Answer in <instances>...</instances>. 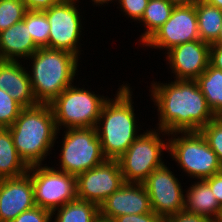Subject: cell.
Segmentation results:
<instances>
[{
    "label": "cell",
    "mask_w": 222,
    "mask_h": 222,
    "mask_svg": "<svg viewBox=\"0 0 222 222\" xmlns=\"http://www.w3.org/2000/svg\"><path fill=\"white\" fill-rule=\"evenodd\" d=\"M152 87L160 112L159 129L166 134L200 131L216 117L196 80L176 79L171 84L155 83Z\"/></svg>",
    "instance_id": "cell-1"
},
{
    "label": "cell",
    "mask_w": 222,
    "mask_h": 222,
    "mask_svg": "<svg viewBox=\"0 0 222 222\" xmlns=\"http://www.w3.org/2000/svg\"><path fill=\"white\" fill-rule=\"evenodd\" d=\"M9 130L16 151L28 166L41 164L58 133L50 104L40 103L22 108Z\"/></svg>",
    "instance_id": "cell-2"
},
{
    "label": "cell",
    "mask_w": 222,
    "mask_h": 222,
    "mask_svg": "<svg viewBox=\"0 0 222 222\" xmlns=\"http://www.w3.org/2000/svg\"><path fill=\"white\" fill-rule=\"evenodd\" d=\"M30 58L34 61L29 77L35 100L50 104L72 84L78 56L65 50L41 47Z\"/></svg>",
    "instance_id": "cell-3"
},
{
    "label": "cell",
    "mask_w": 222,
    "mask_h": 222,
    "mask_svg": "<svg viewBox=\"0 0 222 222\" xmlns=\"http://www.w3.org/2000/svg\"><path fill=\"white\" fill-rule=\"evenodd\" d=\"M130 93L129 87H121L115 100H106L101 109L98 122L103 119L104 125L100 129L98 125L95 128L107 160H118L139 137L135 132L136 117Z\"/></svg>",
    "instance_id": "cell-4"
},
{
    "label": "cell",
    "mask_w": 222,
    "mask_h": 222,
    "mask_svg": "<svg viewBox=\"0 0 222 222\" xmlns=\"http://www.w3.org/2000/svg\"><path fill=\"white\" fill-rule=\"evenodd\" d=\"M106 100L70 85L50 103L58 130L61 125L68 129L96 127Z\"/></svg>",
    "instance_id": "cell-5"
},
{
    "label": "cell",
    "mask_w": 222,
    "mask_h": 222,
    "mask_svg": "<svg viewBox=\"0 0 222 222\" xmlns=\"http://www.w3.org/2000/svg\"><path fill=\"white\" fill-rule=\"evenodd\" d=\"M181 138L169 141V152L185 172L203 180L222 171L217 154L209 147L200 131L183 132Z\"/></svg>",
    "instance_id": "cell-6"
},
{
    "label": "cell",
    "mask_w": 222,
    "mask_h": 222,
    "mask_svg": "<svg viewBox=\"0 0 222 222\" xmlns=\"http://www.w3.org/2000/svg\"><path fill=\"white\" fill-rule=\"evenodd\" d=\"M62 155V171L77 176L107 159L95 127L70 128L65 133Z\"/></svg>",
    "instance_id": "cell-7"
},
{
    "label": "cell",
    "mask_w": 222,
    "mask_h": 222,
    "mask_svg": "<svg viewBox=\"0 0 222 222\" xmlns=\"http://www.w3.org/2000/svg\"><path fill=\"white\" fill-rule=\"evenodd\" d=\"M162 149L168 150L169 145L163 143L156 131L139 135L117 160L124 182L143 183L155 169L162 167Z\"/></svg>",
    "instance_id": "cell-8"
},
{
    "label": "cell",
    "mask_w": 222,
    "mask_h": 222,
    "mask_svg": "<svg viewBox=\"0 0 222 222\" xmlns=\"http://www.w3.org/2000/svg\"><path fill=\"white\" fill-rule=\"evenodd\" d=\"M30 171H33L31 181L35 206L53 212L77 199L75 175L40 165L29 166L28 173Z\"/></svg>",
    "instance_id": "cell-9"
},
{
    "label": "cell",
    "mask_w": 222,
    "mask_h": 222,
    "mask_svg": "<svg viewBox=\"0 0 222 222\" xmlns=\"http://www.w3.org/2000/svg\"><path fill=\"white\" fill-rule=\"evenodd\" d=\"M124 180L117 160H106L76 176L77 199L100 206Z\"/></svg>",
    "instance_id": "cell-10"
},
{
    "label": "cell",
    "mask_w": 222,
    "mask_h": 222,
    "mask_svg": "<svg viewBox=\"0 0 222 222\" xmlns=\"http://www.w3.org/2000/svg\"><path fill=\"white\" fill-rule=\"evenodd\" d=\"M77 0H62L44 10L50 24L48 48L65 50L78 56L80 16L75 7Z\"/></svg>",
    "instance_id": "cell-11"
},
{
    "label": "cell",
    "mask_w": 222,
    "mask_h": 222,
    "mask_svg": "<svg viewBox=\"0 0 222 222\" xmlns=\"http://www.w3.org/2000/svg\"><path fill=\"white\" fill-rule=\"evenodd\" d=\"M143 185L148 192L152 211L165 220L184 210L185 197L179 181L165 165L155 169Z\"/></svg>",
    "instance_id": "cell-12"
},
{
    "label": "cell",
    "mask_w": 222,
    "mask_h": 222,
    "mask_svg": "<svg viewBox=\"0 0 222 222\" xmlns=\"http://www.w3.org/2000/svg\"><path fill=\"white\" fill-rule=\"evenodd\" d=\"M200 40L195 5L175 6L170 18L143 45L166 48Z\"/></svg>",
    "instance_id": "cell-13"
},
{
    "label": "cell",
    "mask_w": 222,
    "mask_h": 222,
    "mask_svg": "<svg viewBox=\"0 0 222 222\" xmlns=\"http://www.w3.org/2000/svg\"><path fill=\"white\" fill-rule=\"evenodd\" d=\"M100 218L113 221L127 214H145L152 211L150 198L143 183H123L100 206Z\"/></svg>",
    "instance_id": "cell-14"
},
{
    "label": "cell",
    "mask_w": 222,
    "mask_h": 222,
    "mask_svg": "<svg viewBox=\"0 0 222 222\" xmlns=\"http://www.w3.org/2000/svg\"><path fill=\"white\" fill-rule=\"evenodd\" d=\"M168 61L178 80H196L209 66L210 44L187 42L169 50Z\"/></svg>",
    "instance_id": "cell-15"
},
{
    "label": "cell",
    "mask_w": 222,
    "mask_h": 222,
    "mask_svg": "<svg viewBox=\"0 0 222 222\" xmlns=\"http://www.w3.org/2000/svg\"><path fill=\"white\" fill-rule=\"evenodd\" d=\"M34 206L30 173L16 178L0 179V222H11Z\"/></svg>",
    "instance_id": "cell-16"
},
{
    "label": "cell",
    "mask_w": 222,
    "mask_h": 222,
    "mask_svg": "<svg viewBox=\"0 0 222 222\" xmlns=\"http://www.w3.org/2000/svg\"><path fill=\"white\" fill-rule=\"evenodd\" d=\"M29 76L17 60H0V89L7 91L23 108L38 104Z\"/></svg>",
    "instance_id": "cell-17"
},
{
    "label": "cell",
    "mask_w": 222,
    "mask_h": 222,
    "mask_svg": "<svg viewBox=\"0 0 222 222\" xmlns=\"http://www.w3.org/2000/svg\"><path fill=\"white\" fill-rule=\"evenodd\" d=\"M26 22L15 23L0 32V60H17L18 57H30L39 47L29 34ZM15 57V58H14Z\"/></svg>",
    "instance_id": "cell-18"
},
{
    "label": "cell",
    "mask_w": 222,
    "mask_h": 222,
    "mask_svg": "<svg viewBox=\"0 0 222 222\" xmlns=\"http://www.w3.org/2000/svg\"><path fill=\"white\" fill-rule=\"evenodd\" d=\"M186 194L184 212L204 216L214 222H219L222 216V208L204 179L192 185Z\"/></svg>",
    "instance_id": "cell-19"
},
{
    "label": "cell",
    "mask_w": 222,
    "mask_h": 222,
    "mask_svg": "<svg viewBox=\"0 0 222 222\" xmlns=\"http://www.w3.org/2000/svg\"><path fill=\"white\" fill-rule=\"evenodd\" d=\"M28 170L16 151L9 128H0V179L20 177Z\"/></svg>",
    "instance_id": "cell-20"
},
{
    "label": "cell",
    "mask_w": 222,
    "mask_h": 222,
    "mask_svg": "<svg viewBox=\"0 0 222 222\" xmlns=\"http://www.w3.org/2000/svg\"><path fill=\"white\" fill-rule=\"evenodd\" d=\"M195 10L200 40L213 44L219 37L222 10L203 0H199L195 4Z\"/></svg>",
    "instance_id": "cell-21"
},
{
    "label": "cell",
    "mask_w": 222,
    "mask_h": 222,
    "mask_svg": "<svg viewBox=\"0 0 222 222\" xmlns=\"http://www.w3.org/2000/svg\"><path fill=\"white\" fill-rule=\"evenodd\" d=\"M196 81L211 111L222 117V70L209 64Z\"/></svg>",
    "instance_id": "cell-22"
},
{
    "label": "cell",
    "mask_w": 222,
    "mask_h": 222,
    "mask_svg": "<svg viewBox=\"0 0 222 222\" xmlns=\"http://www.w3.org/2000/svg\"><path fill=\"white\" fill-rule=\"evenodd\" d=\"M56 210L55 222H96L100 218L99 206L80 199L68 202L52 213Z\"/></svg>",
    "instance_id": "cell-23"
},
{
    "label": "cell",
    "mask_w": 222,
    "mask_h": 222,
    "mask_svg": "<svg viewBox=\"0 0 222 222\" xmlns=\"http://www.w3.org/2000/svg\"><path fill=\"white\" fill-rule=\"evenodd\" d=\"M174 7L168 0H149L140 19L147 27V31L141 37L142 43L148 40L170 18Z\"/></svg>",
    "instance_id": "cell-24"
},
{
    "label": "cell",
    "mask_w": 222,
    "mask_h": 222,
    "mask_svg": "<svg viewBox=\"0 0 222 222\" xmlns=\"http://www.w3.org/2000/svg\"><path fill=\"white\" fill-rule=\"evenodd\" d=\"M24 20L34 43L39 47H48L50 24L43 11H27Z\"/></svg>",
    "instance_id": "cell-25"
},
{
    "label": "cell",
    "mask_w": 222,
    "mask_h": 222,
    "mask_svg": "<svg viewBox=\"0 0 222 222\" xmlns=\"http://www.w3.org/2000/svg\"><path fill=\"white\" fill-rule=\"evenodd\" d=\"M27 11L23 0H0V32L22 21Z\"/></svg>",
    "instance_id": "cell-26"
},
{
    "label": "cell",
    "mask_w": 222,
    "mask_h": 222,
    "mask_svg": "<svg viewBox=\"0 0 222 222\" xmlns=\"http://www.w3.org/2000/svg\"><path fill=\"white\" fill-rule=\"evenodd\" d=\"M209 147L217 154L222 166V117H215L200 129Z\"/></svg>",
    "instance_id": "cell-27"
},
{
    "label": "cell",
    "mask_w": 222,
    "mask_h": 222,
    "mask_svg": "<svg viewBox=\"0 0 222 222\" xmlns=\"http://www.w3.org/2000/svg\"><path fill=\"white\" fill-rule=\"evenodd\" d=\"M22 106L0 89V128H9L19 117Z\"/></svg>",
    "instance_id": "cell-28"
},
{
    "label": "cell",
    "mask_w": 222,
    "mask_h": 222,
    "mask_svg": "<svg viewBox=\"0 0 222 222\" xmlns=\"http://www.w3.org/2000/svg\"><path fill=\"white\" fill-rule=\"evenodd\" d=\"M53 213L47 209L34 206L19 214L11 222H50Z\"/></svg>",
    "instance_id": "cell-29"
},
{
    "label": "cell",
    "mask_w": 222,
    "mask_h": 222,
    "mask_svg": "<svg viewBox=\"0 0 222 222\" xmlns=\"http://www.w3.org/2000/svg\"><path fill=\"white\" fill-rule=\"evenodd\" d=\"M123 11L132 19L140 21L149 0H119Z\"/></svg>",
    "instance_id": "cell-30"
},
{
    "label": "cell",
    "mask_w": 222,
    "mask_h": 222,
    "mask_svg": "<svg viewBox=\"0 0 222 222\" xmlns=\"http://www.w3.org/2000/svg\"><path fill=\"white\" fill-rule=\"evenodd\" d=\"M113 222H166V220L151 211L145 214H127L116 217Z\"/></svg>",
    "instance_id": "cell-31"
},
{
    "label": "cell",
    "mask_w": 222,
    "mask_h": 222,
    "mask_svg": "<svg viewBox=\"0 0 222 222\" xmlns=\"http://www.w3.org/2000/svg\"><path fill=\"white\" fill-rule=\"evenodd\" d=\"M211 188L219 206L222 208V171L204 179Z\"/></svg>",
    "instance_id": "cell-32"
},
{
    "label": "cell",
    "mask_w": 222,
    "mask_h": 222,
    "mask_svg": "<svg viewBox=\"0 0 222 222\" xmlns=\"http://www.w3.org/2000/svg\"><path fill=\"white\" fill-rule=\"evenodd\" d=\"M166 222H214V221L204 216L194 215L182 211L176 215L168 217L166 219Z\"/></svg>",
    "instance_id": "cell-33"
},
{
    "label": "cell",
    "mask_w": 222,
    "mask_h": 222,
    "mask_svg": "<svg viewBox=\"0 0 222 222\" xmlns=\"http://www.w3.org/2000/svg\"><path fill=\"white\" fill-rule=\"evenodd\" d=\"M62 0H23L28 11H44Z\"/></svg>",
    "instance_id": "cell-34"
},
{
    "label": "cell",
    "mask_w": 222,
    "mask_h": 222,
    "mask_svg": "<svg viewBox=\"0 0 222 222\" xmlns=\"http://www.w3.org/2000/svg\"><path fill=\"white\" fill-rule=\"evenodd\" d=\"M209 64L222 70V47L210 44Z\"/></svg>",
    "instance_id": "cell-35"
},
{
    "label": "cell",
    "mask_w": 222,
    "mask_h": 222,
    "mask_svg": "<svg viewBox=\"0 0 222 222\" xmlns=\"http://www.w3.org/2000/svg\"><path fill=\"white\" fill-rule=\"evenodd\" d=\"M174 6L195 5L199 0H168Z\"/></svg>",
    "instance_id": "cell-36"
},
{
    "label": "cell",
    "mask_w": 222,
    "mask_h": 222,
    "mask_svg": "<svg viewBox=\"0 0 222 222\" xmlns=\"http://www.w3.org/2000/svg\"><path fill=\"white\" fill-rule=\"evenodd\" d=\"M207 2L208 4L214 5L215 7H218L222 10V0H203Z\"/></svg>",
    "instance_id": "cell-37"
},
{
    "label": "cell",
    "mask_w": 222,
    "mask_h": 222,
    "mask_svg": "<svg viewBox=\"0 0 222 222\" xmlns=\"http://www.w3.org/2000/svg\"><path fill=\"white\" fill-rule=\"evenodd\" d=\"M213 45L222 47V25H221L220 32H219V37H218L217 40L213 43Z\"/></svg>",
    "instance_id": "cell-38"
},
{
    "label": "cell",
    "mask_w": 222,
    "mask_h": 222,
    "mask_svg": "<svg viewBox=\"0 0 222 222\" xmlns=\"http://www.w3.org/2000/svg\"><path fill=\"white\" fill-rule=\"evenodd\" d=\"M94 1L96 4L99 3V4H103V3H107L108 1H112V0H92Z\"/></svg>",
    "instance_id": "cell-39"
},
{
    "label": "cell",
    "mask_w": 222,
    "mask_h": 222,
    "mask_svg": "<svg viewBox=\"0 0 222 222\" xmlns=\"http://www.w3.org/2000/svg\"><path fill=\"white\" fill-rule=\"evenodd\" d=\"M96 222H113V221L99 218Z\"/></svg>",
    "instance_id": "cell-40"
}]
</instances>
